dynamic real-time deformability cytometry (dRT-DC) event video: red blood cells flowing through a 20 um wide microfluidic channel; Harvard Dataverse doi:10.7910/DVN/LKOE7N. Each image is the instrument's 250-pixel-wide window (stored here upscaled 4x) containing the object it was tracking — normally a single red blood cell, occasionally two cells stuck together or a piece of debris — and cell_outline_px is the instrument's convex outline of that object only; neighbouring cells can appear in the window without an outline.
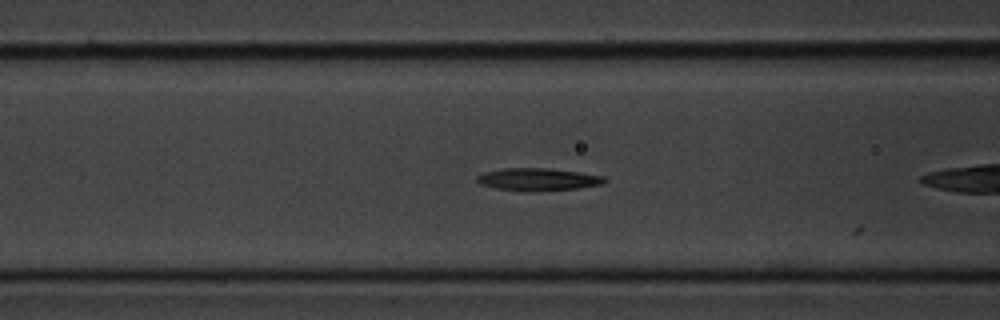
{"species": "common noctule bat (a hibernating species)", "species_latin": "Nyctalus noctula", "temperature_condition": "cold", "stored_images_in_passage": 10, "camera_frame_rate_fps": 3000, "um_per_image_px": 0.085, "animal": {"sex": "male", "body_mass_g": 20.1, "forearm_length_mm": 53.5}, "frame": {"image": 1, "passage_image": 8, "time_ms": 2.333, "image_size_px": [1000, 320], "cell_outline_px": [[608, 180], [604, 184], [576, 188], [532, 192], [496, 188], [480, 184], [476, 180], [476, 176], [484, 172], [504, 168], [548, 168], [580, 172], [604, 176]], "centroid_in_image_um": [45.74, 15.24], "position_along_channel_um": 120.9, "area_um2": 16.82}}